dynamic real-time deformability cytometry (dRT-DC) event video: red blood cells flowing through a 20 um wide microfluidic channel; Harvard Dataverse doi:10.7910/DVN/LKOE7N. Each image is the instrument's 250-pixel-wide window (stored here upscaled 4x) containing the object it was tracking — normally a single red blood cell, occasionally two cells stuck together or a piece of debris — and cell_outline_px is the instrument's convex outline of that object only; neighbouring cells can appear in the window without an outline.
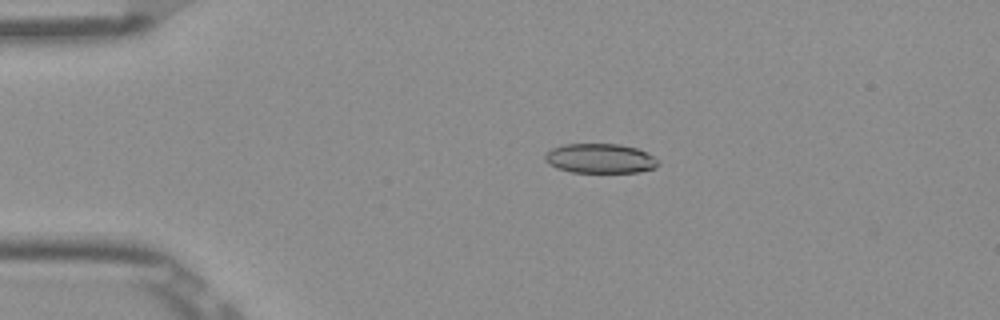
{"species": "Egyptian fruit bat (a non-hibernating species)", "species_latin": "Rousettus aegyptiacus", "temperature_condition": "room temperature", "stored_images_in_passage": 13, "camera_frame_rate_fps": 3000, "um_per_image_px": 0.085, "frame": {"image": 1, "passage_image": 9, "time_ms": 2.667, "image_size_px": [1000, 320], "cell_outline_px": [[660, 164], [656, 168], [640, 172], [572, 172], [556, 168], [548, 164], [544, 160], [544, 156], [552, 148], [564, 144], [620, 144], [636, 148], [660, 160]], "centroid_in_image_um": [51.02, 13.47], "position_along_channel_um": 34.0, "area_um2": 19.59}}